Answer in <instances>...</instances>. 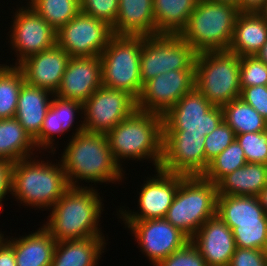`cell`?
<instances>
[{"label": "cell", "mask_w": 267, "mask_h": 266, "mask_svg": "<svg viewBox=\"0 0 267 266\" xmlns=\"http://www.w3.org/2000/svg\"><path fill=\"white\" fill-rule=\"evenodd\" d=\"M78 126L60 158L69 185L80 187L83 180L94 184L122 182L125 170L115 162L106 134L85 132L83 124Z\"/></svg>", "instance_id": "obj_1"}, {"label": "cell", "mask_w": 267, "mask_h": 266, "mask_svg": "<svg viewBox=\"0 0 267 266\" xmlns=\"http://www.w3.org/2000/svg\"><path fill=\"white\" fill-rule=\"evenodd\" d=\"M94 188L70 186L50 208L48 220L42 226L57 242L105 237L98 227L104 204Z\"/></svg>", "instance_id": "obj_2"}, {"label": "cell", "mask_w": 267, "mask_h": 266, "mask_svg": "<svg viewBox=\"0 0 267 266\" xmlns=\"http://www.w3.org/2000/svg\"><path fill=\"white\" fill-rule=\"evenodd\" d=\"M106 136L115 162L120 167L123 159H147L153 163L155 170L160 168L164 139L161 115L136 109Z\"/></svg>", "instance_id": "obj_3"}, {"label": "cell", "mask_w": 267, "mask_h": 266, "mask_svg": "<svg viewBox=\"0 0 267 266\" xmlns=\"http://www.w3.org/2000/svg\"><path fill=\"white\" fill-rule=\"evenodd\" d=\"M33 158L13 163L10 194L25 206L49 211L70 185L60 160L57 164Z\"/></svg>", "instance_id": "obj_4"}, {"label": "cell", "mask_w": 267, "mask_h": 266, "mask_svg": "<svg viewBox=\"0 0 267 266\" xmlns=\"http://www.w3.org/2000/svg\"><path fill=\"white\" fill-rule=\"evenodd\" d=\"M238 14L236 5L198 0L179 35L196 53L228 50Z\"/></svg>", "instance_id": "obj_5"}, {"label": "cell", "mask_w": 267, "mask_h": 266, "mask_svg": "<svg viewBox=\"0 0 267 266\" xmlns=\"http://www.w3.org/2000/svg\"><path fill=\"white\" fill-rule=\"evenodd\" d=\"M195 87L214 106L240 98V57L229 50L197 53Z\"/></svg>", "instance_id": "obj_6"}, {"label": "cell", "mask_w": 267, "mask_h": 266, "mask_svg": "<svg viewBox=\"0 0 267 266\" xmlns=\"http://www.w3.org/2000/svg\"><path fill=\"white\" fill-rule=\"evenodd\" d=\"M217 197L216 184L202 176H185L165 219L191 239L216 214Z\"/></svg>", "instance_id": "obj_7"}, {"label": "cell", "mask_w": 267, "mask_h": 266, "mask_svg": "<svg viewBox=\"0 0 267 266\" xmlns=\"http://www.w3.org/2000/svg\"><path fill=\"white\" fill-rule=\"evenodd\" d=\"M145 36L113 35L100 55L102 85L128 92L137 99L142 90L140 56Z\"/></svg>", "instance_id": "obj_8"}, {"label": "cell", "mask_w": 267, "mask_h": 266, "mask_svg": "<svg viewBox=\"0 0 267 266\" xmlns=\"http://www.w3.org/2000/svg\"><path fill=\"white\" fill-rule=\"evenodd\" d=\"M196 52L179 34H157L142 39V85L171 70H195Z\"/></svg>", "instance_id": "obj_9"}, {"label": "cell", "mask_w": 267, "mask_h": 266, "mask_svg": "<svg viewBox=\"0 0 267 266\" xmlns=\"http://www.w3.org/2000/svg\"><path fill=\"white\" fill-rule=\"evenodd\" d=\"M164 131L209 135L223 121V110L194 87L163 116Z\"/></svg>", "instance_id": "obj_10"}, {"label": "cell", "mask_w": 267, "mask_h": 266, "mask_svg": "<svg viewBox=\"0 0 267 266\" xmlns=\"http://www.w3.org/2000/svg\"><path fill=\"white\" fill-rule=\"evenodd\" d=\"M136 99L120 89L101 86L83 103L84 131L107 134L135 110Z\"/></svg>", "instance_id": "obj_11"}, {"label": "cell", "mask_w": 267, "mask_h": 266, "mask_svg": "<svg viewBox=\"0 0 267 266\" xmlns=\"http://www.w3.org/2000/svg\"><path fill=\"white\" fill-rule=\"evenodd\" d=\"M113 35L107 23L79 12L57 31V45L70 57L100 56Z\"/></svg>", "instance_id": "obj_12"}, {"label": "cell", "mask_w": 267, "mask_h": 266, "mask_svg": "<svg viewBox=\"0 0 267 266\" xmlns=\"http://www.w3.org/2000/svg\"><path fill=\"white\" fill-rule=\"evenodd\" d=\"M204 142V134L164 131L160 169L185 176H202L208 168Z\"/></svg>", "instance_id": "obj_13"}, {"label": "cell", "mask_w": 267, "mask_h": 266, "mask_svg": "<svg viewBox=\"0 0 267 266\" xmlns=\"http://www.w3.org/2000/svg\"><path fill=\"white\" fill-rule=\"evenodd\" d=\"M14 15L9 38L12 50L17 53L15 65L57 45V31L28 3L27 7L16 10Z\"/></svg>", "instance_id": "obj_14"}, {"label": "cell", "mask_w": 267, "mask_h": 266, "mask_svg": "<svg viewBox=\"0 0 267 266\" xmlns=\"http://www.w3.org/2000/svg\"><path fill=\"white\" fill-rule=\"evenodd\" d=\"M195 87V70H171L143 84L136 99L138 110L163 116Z\"/></svg>", "instance_id": "obj_15"}, {"label": "cell", "mask_w": 267, "mask_h": 266, "mask_svg": "<svg viewBox=\"0 0 267 266\" xmlns=\"http://www.w3.org/2000/svg\"><path fill=\"white\" fill-rule=\"evenodd\" d=\"M134 234L143 255L156 266L161 260L184 247L190 238L165 218L123 222Z\"/></svg>", "instance_id": "obj_16"}, {"label": "cell", "mask_w": 267, "mask_h": 266, "mask_svg": "<svg viewBox=\"0 0 267 266\" xmlns=\"http://www.w3.org/2000/svg\"><path fill=\"white\" fill-rule=\"evenodd\" d=\"M156 176L146 178L138 198V212L129 209H119L123 222L143 221L146 219L165 218L167 210L172 204L175 193L185 175L168 173L156 169ZM140 211V212H139Z\"/></svg>", "instance_id": "obj_17"}, {"label": "cell", "mask_w": 267, "mask_h": 266, "mask_svg": "<svg viewBox=\"0 0 267 266\" xmlns=\"http://www.w3.org/2000/svg\"><path fill=\"white\" fill-rule=\"evenodd\" d=\"M102 86L100 56L71 57L62 77L61 85L54 94L63 99L82 104Z\"/></svg>", "instance_id": "obj_18"}, {"label": "cell", "mask_w": 267, "mask_h": 266, "mask_svg": "<svg viewBox=\"0 0 267 266\" xmlns=\"http://www.w3.org/2000/svg\"><path fill=\"white\" fill-rule=\"evenodd\" d=\"M70 55L56 45L25 58L17 66L26 83L56 93L62 81Z\"/></svg>", "instance_id": "obj_19"}, {"label": "cell", "mask_w": 267, "mask_h": 266, "mask_svg": "<svg viewBox=\"0 0 267 266\" xmlns=\"http://www.w3.org/2000/svg\"><path fill=\"white\" fill-rule=\"evenodd\" d=\"M207 266H228L236 250L231 228L215 214L190 239Z\"/></svg>", "instance_id": "obj_20"}, {"label": "cell", "mask_w": 267, "mask_h": 266, "mask_svg": "<svg viewBox=\"0 0 267 266\" xmlns=\"http://www.w3.org/2000/svg\"><path fill=\"white\" fill-rule=\"evenodd\" d=\"M53 97L50 108L43 120L40 133L33 140L37 151L48 148L51 149V152L48 153H53L54 155L55 151H57L53 143L55 142L54 138L57 137V134L62 135L74 126L76 113L83 114V104L76 100L63 99L56 95Z\"/></svg>", "instance_id": "obj_21"}, {"label": "cell", "mask_w": 267, "mask_h": 266, "mask_svg": "<svg viewBox=\"0 0 267 266\" xmlns=\"http://www.w3.org/2000/svg\"><path fill=\"white\" fill-rule=\"evenodd\" d=\"M114 35H156L153 0H119Z\"/></svg>", "instance_id": "obj_22"}, {"label": "cell", "mask_w": 267, "mask_h": 266, "mask_svg": "<svg viewBox=\"0 0 267 266\" xmlns=\"http://www.w3.org/2000/svg\"><path fill=\"white\" fill-rule=\"evenodd\" d=\"M50 96L52 98L54 93L26 82L20 89L14 118L19 121L32 139L40 133L43 120L51 105Z\"/></svg>", "instance_id": "obj_23"}, {"label": "cell", "mask_w": 267, "mask_h": 266, "mask_svg": "<svg viewBox=\"0 0 267 266\" xmlns=\"http://www.w3.org/2000/svg\"><path fill=\"white\" fill-rule=\"evenodd\" d=\"M14 249L17 266H51L56 239L43 227L20 238H5Z\"/></svg>", "instance_id": "obj_24"}, {"label": "cell", "mask_w": 267, "mask_h": 266, "mask_svg": "<svg viewBox=\"0 0 267 266\" xmlns=\"http://www.w3.org/2000/svg\"><path fill=\"white\" fill-rule=\"evenodd\" d=\"M267 41V22L258 12H239L229 51L239 57L255 56Z\"/></svg>", "instance_id": "obj_25"}, {"label": "cell", "mask_w": 267, "mask_h": 266, "mask_svg": "<svg viewBox=\"0 0 267 266\" xmlns=\"http://www.w3.org/2000/svg\"><path fill=\"white\" fill-rule=\"evenodd\" d=\"M106 245L105 237L57 242L51 266H97Z\"/></svg>", "instance_id": "obj_26"}, {"label": "cell", "mask_w": 267, "mask_h": 266, "mask_svg": "<svg viewBox=\"0 0 267 266\" xmlns=\"http://www.w3.org/2000/svg\"><path fill=\"white\" fill-rule=\"evenodd\" d=\"M216 185L218 195L257 196L267 185V165L247 162Z\"/></svg>", "instance_id": "obj_27"}, {"label": "cell", "mask_w": 267, "mask_h": 266, "mask_svg": "<svg viewBox=\"0 0 267 266\" xmlns=\"http://www.w3.org/2000/svg\"><path fill=\"white\" fill-rule=\"evenodd\" d=\"M198 0H153L157 34H180Z\"/></svg>", "instance_id": "obj_28"}, {"label": "cell", "mask_w": 267, "mask_h": 266, "mask_svg": "<svg viewBox=\"0 0 267 266\" xmlns=\"http://www.w3.org/2000/svg\"><path fill=\"white\" fill-rule=\"evenodd\" d=\"M35 143L16 118L0 119V159L15 163L30 158Z\"/></svg>", "instance_id": "obj_29"}, {"label": "cell", "mask_w": 267, "mask_h": 266, "mask_svg": "<svg viewBox=\"0 0 267 266\" xmlns=\"http://www.w3.org/2000/svg\"><path fill=\"white\" fill-rule=\"evenodd\" d=\"M216 214L224 222L267 221L257 196L218 195Z\"/></svg>", "instance_id": "obj_30"}, {"label": "cell", "mask_w": 267, "mask_h": 266, "mask_svg": "<svg viewBox=\"0 0 267 266\" xmlns=\"http://www.w3.org/2000/svg\"><path fill=\"white\" fill-rule=\"evenodd\" d=\"M223 120L236 135L267 130L266 119L241 98L222 106Z\"/></svg>", "instance_id": "obj_31"}, {"label": "cell", "mask_w": 267, "mask_h": 266, "mask_svg": "<svg viewBox=\"0 0 267 266\" xmlns=\"http://www.w3.org/2000/svg\"><path fill=\"white\" fill-rule=\"evenodd\" d=\"M24 76L17 65L0 64V119L14 118Z\"/></svg>", "instance_id": "obj_32"}, {"label": "cell", "mask_w": 267, "mask_h": 266, "mask_svg": "<svg viewBox=\"0 0 267 266\" xmlns=\"http://www.w3.org/2000/svg\"><path fill=\"white\" fill-rule=\"evenodd\" d=\"M31 6L56 31L80 12V0H28Z\"/></svg>", "instance_id": "obj_33"}, {"label": "cell", "mask_w": 267, "mask_h": 266, "mask_svg": "<svg viewBox=\"0 0 267 266\" xmlns=\"http://www.w3.org/2000/svg\"><path fill=\"white\" fill-rule=\"evenodd\" d=\"M247 163L244 151L235 139L225 150L211 160L202 177L217 184L224 176Z\"/></svg>", "instance_id": "obj_34"}, {"label": "cell", "mask_w": 267, "mask_h": 266, "mask_svg": "<svg viewBox=\"0 0 267 266\" xmlns=\"http://www.w3.org/2000/svg\"><path fill=\"white\" fill-rule=\"evenodd\" d=\"M224 223L231 228L236 247L267 251V221Z\"/></svg>", "instance_id": "obj_35"}, {"label": "cell", "mask_w": 267, "mask_h": 266, "mask_svg": "<svg viewBox=\"0 0 267 266\" xmlns=\"http://www.w3.org/2000/svg\"><path fill=\"white\" fill-rule=\"evenodd\" d=\"M247 162L267 165V130L236 135Z\"/></svg>", "instance_id": "obj_36"}, {"label": "cell", "mask_w": 267, "mask_h": 266, "mask_svg": "<svg viewBox=\"0 0 267 266\" xmlns=\"http://www.w3.org/2000/svg\"><path fill=\"white\" fill-rule=\"evenodd\" d=\"M267 64L257 55L240 57V87L266 86Z\"/></svg>", "instance_id": "obj_37"}, {"label": "cell", "mask_w": 267, "mask_h": 266, "mask_svg": "<svg viewBox=\"0 0 267 266\" xmlns=\"http://www.w3.org/2000/svg\"><path fill=\"white\" fill-rule=\"evenodd\" d=\"M235 139V132L223 120L215 130L205 136L204 151L206 162L209 164L211 160L225 150Z\"/></svg>", "instance_id": "obj_38"}, {"label": "cell", "mask_w": 267, "mask_h": 266, "mask_svg": "<svg viewBox=\"0 0 267 266\" xmlns=\"http://www.w3.org/2000/svg\"><path fill=\"white\" fill-rule=\"evenodd\" d=\"M119 0H80V12L102 20L112 28L115 25Z\"/></svg>", "instance_id": "obj_39"}, {"label": "cell", "mask_w": 267, "mask_h": 266, "mask_svg": "<svg viewBox=\"0 0 267 266\" xmlns=\"http://www.w3.org/2000/svg\"><path fill=\"white\" fill-rule=\"evenodd\" d=\"M156 266H207L197 247L189 241L184 247L161 260Z\"/></svg>", "instance_id": "obj_40"}, {"label": "cell", "mask_w": 267, "mask_h": 266, "mask_svg": "<svg viewBox=\"0 0 267 266\" xmlns=\"http://www.w3.org/2000/svg\"><path fill=\"white\" fill-rule=\"evenodd\" d=\"M228 266H267V251L236 247Z\"/></svg>", "instance_id": "obj_41"}, {"label": "cell", "mask_w": 267, "mask_h": 266, "mask_svg": "<svg viewBox=\"0 0 267 266\" xmlns=\"http://www.w3.org/2000/svg\"><path fill=\"white\" fill-rule=\"evenodd\" d=\"M240 98L267 119V85L244 87Z\"/></svg>", "instance_id": "obj_42"}, {"label": "cell", "mask_w": 267, "mask_h": 266, "mask_svg": "<svg viewBox=\"0 0 267 266\" xmlns=\"http://www.w3.org/2000/svg\"><path fill=\"white\" fill-rule=\"evenodd\" d=\"M12 165L13 163L0 159V209H2V201L11 192Z\"/></svg>", "instance_id": "obj_43"}, {"label": "cell", "mask_w": 267, "mask_h": 266, "mask_svg": "<svg viewBox=\"0 0 267 266\" xmlns=\"http://www.w3.org/2000/svg\"><path fill=\"white\" fill-rule=\"evenodd\" d=\"M0 266H17L13 246L3 233L0 236Z\"/></svg>", "instance_id": "obj_44"}, {"label": "cell", "mask_w": 267, "mask_h": 266, "mask_svg": "<svg viewBox=\"0 0 267 266\" xmlns=\"http://www.w3.org/2000/svg\"><path fill=\"white\" fill-rule=\"evenodd\" d=\"M266 3V0H239V12H258Z\"/></svg>", "instance_id": "obj_45"}, {"label": "cell", "mask_w": 267, "mask_h": 266, "mask_svg": "<svg viewBox=\"0 0 267 266\" xmlns=\"http://www.w3.org/2000/svg\"><path fill=\"white\" fill-rule=\"evenodd\" d=\"M257 199L267 215V185L259 192Z\"/></svg>", "instance_id": "obj_46"}, {"label": "cell", "mask_w": 267, "mask_h": 266, "mask_svg": "<svg viewBox=\"0 0 267 266\" xmlns=\"http://www.w3.org/2000/svg\"><path fill=\"white\" fill-rule=\"evenodd\" d=\"M257 56L264 62L267 64V41L265 42V44L263 45L262 49L260 50V52L257 54Z\"/></svg>", "instance_id": "obj_47"}, {"label": "cell", "mask_w": 267, "mask_h": 266, "mask_svg": "<svg viewBox=\"0 0 267 266\" xmlns=\"http://www.w3.org/2000/svg\"><path fill=\"white\" fill-rule=\"evenodd\" d=\"M262 18L267 22V0L265 5L258 11Z\"/></svg>", "instance_id": "obj_48"}, {"label": "cell", "mask_w": 267, "mask_h": 266, "mask_svg": "<svg viewBox=\"0 0 267 266\" xmlns=\"http://www.w3.org/2000/svg\"><path fill=\"white\" fill-rule=\"evenodd\" d=\"M209 1L220 2V3H229V4L236 5L238 7V1L239 0H209Z\"/></svg>", "instance_id": "obj_49"}]
</instances>
